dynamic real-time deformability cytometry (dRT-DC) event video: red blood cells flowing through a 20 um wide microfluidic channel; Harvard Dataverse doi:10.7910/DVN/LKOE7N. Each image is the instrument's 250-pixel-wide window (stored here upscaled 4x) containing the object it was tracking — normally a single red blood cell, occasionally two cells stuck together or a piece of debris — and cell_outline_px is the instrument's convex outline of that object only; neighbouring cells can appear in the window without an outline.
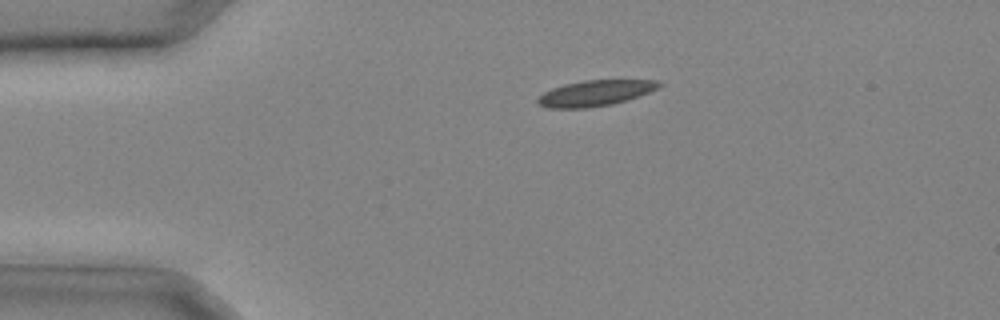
{"species": "common noctule bat (a hibernating species)", "species_latin": "Nyctalus noctula", "temperature_condition": "cold", "stored_images_in_passage": 30, "camera_frame_rate_fps": 3000, "um_per_image_px": 0.085, "animal": {"sex": "male", "body_mass_g": 20.4}, "frame": {"image": 1, "passage_image": 7, "time_ms": 2.0, "image_size_px": [1000, 320], "cell_outline_px": [[664, 84], [648, 92], [612, 104], [588, 108], [548, 108], [536, 104], [536, 100], [544, 92], [552, 88], [564, 84], [584, 80], [660, 80]], "centroid_in_image_um": [50.55, 7.91], "position_along_channel_um": 34.5, "area_um2": 18.09}}
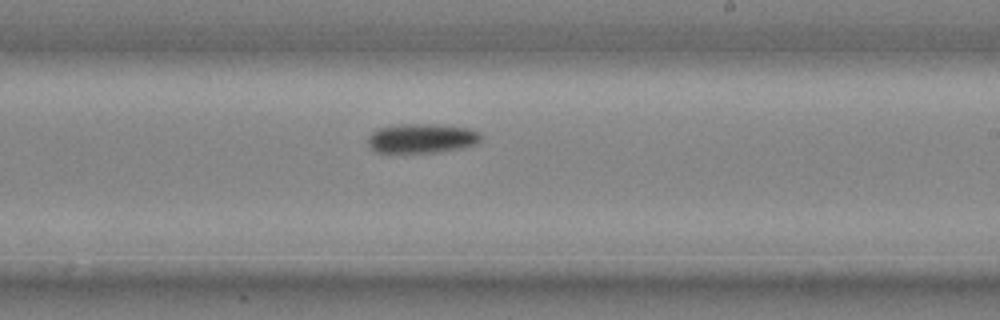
{"frame": {"image": 2, "passage_image": 20, "time_ms": 6.333, "image_size_px": [1000, 320], "cell_outline_px": [[484, 140], [476, 144], [464, 148], [440, 152], [376, 152], [368, 144], [368, 140], [372, 132], [380, 128], [404, 124], [436, 124], [468, 128], [480, 132], [484, 136]], "centroid_in_image_um": [35.96, 11.76], "position_along_channel_um": 253.0, "area_um2": 19.48}}
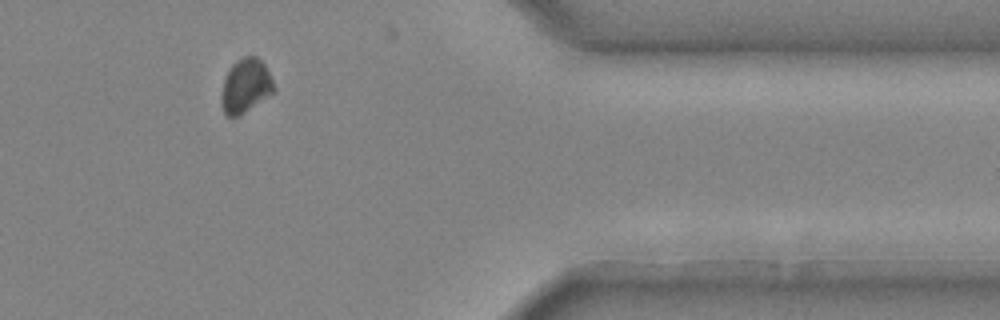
{"frame": {"image": 3, "passage_image": 28, "time_ms": 9.0, "image_size_px": [1000, 320], "cell_outline_px": [[276, 92], [240, 116], [224, 116], [220, 104], [220, 100], [224, 80], [232, 64], [236, 60], [244, 56], [256, 56], [264, 64], [276, 88]], "centroid_in_image_um": [20.88, 7.34], "position_along_channel_um": 390.5, "area_um2": 16.82}}